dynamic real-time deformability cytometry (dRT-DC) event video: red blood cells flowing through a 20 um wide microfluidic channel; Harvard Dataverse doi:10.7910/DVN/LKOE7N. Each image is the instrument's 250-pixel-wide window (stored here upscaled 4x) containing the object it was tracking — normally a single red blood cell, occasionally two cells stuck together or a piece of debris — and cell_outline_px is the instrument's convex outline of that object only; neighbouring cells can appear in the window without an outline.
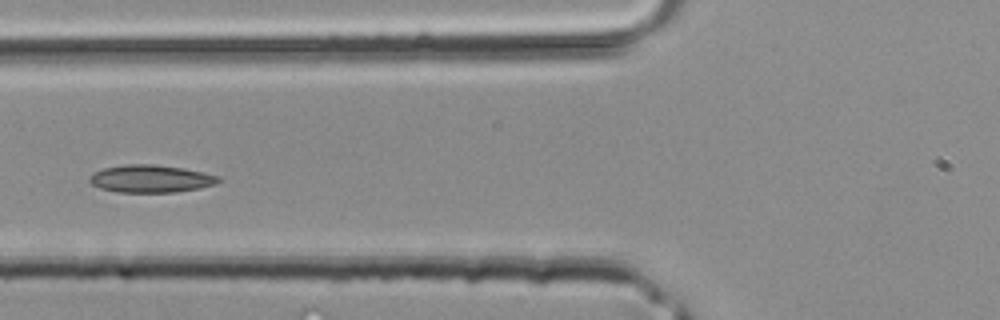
{"species": "common noctule bat (a hibernating species)", "species_latin": "Nyctalus noctula", "temperature_condition": "room temperature", "stored_images_in_passage": 29, "camera_frame_rate_fps": 3000, "um_per_image_px": 0.085, "animal": {"sex": "male", "body_mass_g": 20.4}, "frame": {"image": 1, "passage_image": 5, "time_ms": 1.333, "image_size_px": [1000, 320], "cell_outline_px": [[220, 180], [216, 184], [200, 188], [172, 192], [116, 192], [100, 188], [92, 184], [88, 180], [88, 176], [104, 168], [128, 164], [152, 164], [184, 168], [204, 172], [220, 176]], "centroid_in_image_um": [12.83, 15.19], "position_along_channel_um": 113.0, "area_um2": 20.69}}
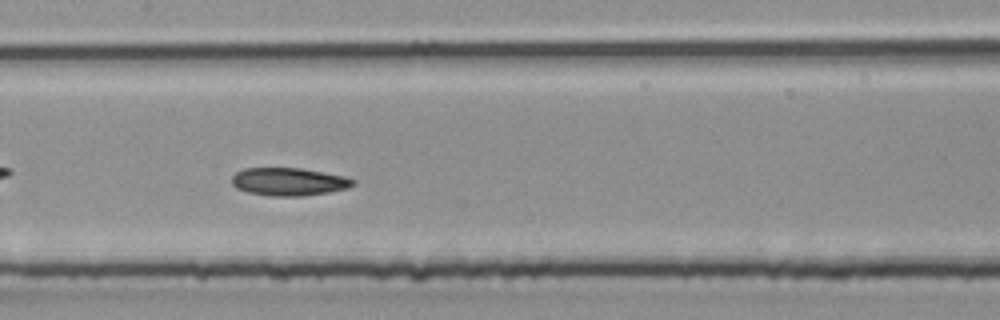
{"frame": {"image": 2, "passage_image": 9, "time_ms": 2.667, "image_size_px": [1000, 320], "cell_outline_px": [[356, 184], [348, 188], [328, 192], [304, 196], [272, 196], [248, 192], [236, 188], [232, 184], [232, 176], [236, 172], [244, 168], [300, 168], [344, 176], [356, 180]], "centroid_in_image_um": [24.56, 15.44], "position_along_channel_um": 182.8, "area_um2": 19.71}}